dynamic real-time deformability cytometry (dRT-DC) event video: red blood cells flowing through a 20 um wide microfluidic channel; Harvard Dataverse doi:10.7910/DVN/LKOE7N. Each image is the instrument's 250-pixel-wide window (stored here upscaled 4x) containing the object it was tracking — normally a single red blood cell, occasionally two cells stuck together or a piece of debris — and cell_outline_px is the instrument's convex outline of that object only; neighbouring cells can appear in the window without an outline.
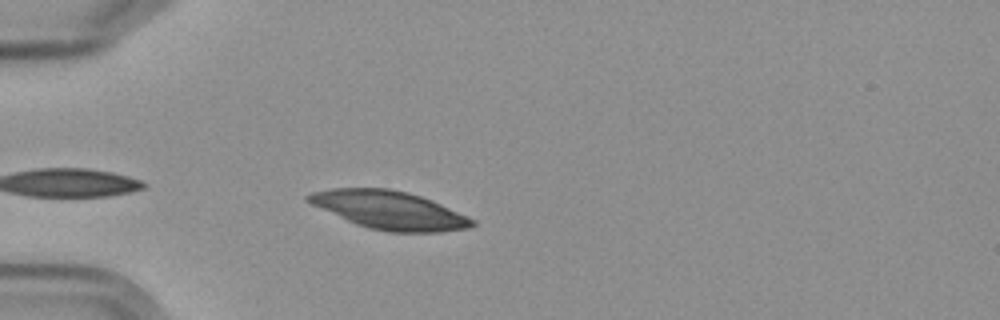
{"species": "Egyptian fruit bat (a non-hibernating species)", "species_latin": "Rousettus aegyptiacus", "temperature_condition": "cold", "stored_images_in_passage": 4, "camera_frame_rate_fps": 3000, "um_per_image_px": 0.085, "frame": {"image": 1, "passage_image": 3, "time_ms": 2.333, "image_size_px": [1000, 320], "cell_outline_px": [[476, 224], [468, 228], [440, 232], [388, 232], [368, 228], [356, 224], [312, 204], [304, 200], [304, 196], [312, 192], [332, 188], [388, 188], [408, 192], [432, 200], [476, 220]], "centroid_in_image_um": [33.1, 17.86], "position_along_channel_um": 51.9, "area_um2": 36.36}}